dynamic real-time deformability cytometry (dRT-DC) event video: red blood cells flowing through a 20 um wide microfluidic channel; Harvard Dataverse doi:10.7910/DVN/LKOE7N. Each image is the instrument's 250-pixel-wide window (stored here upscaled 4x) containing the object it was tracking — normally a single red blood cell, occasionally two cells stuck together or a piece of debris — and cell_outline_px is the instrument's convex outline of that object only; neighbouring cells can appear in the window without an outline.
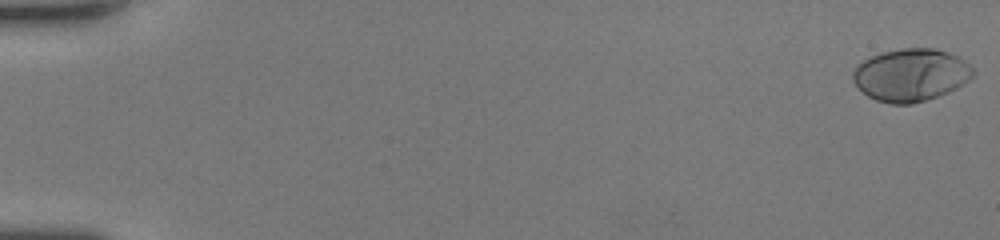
{"species": "human", "species_latin": "Homo sapiens", "temperature_condition": "room temperature", "stored_images_in_passage": 50, "camera_frame_rate_fps": 3000, "um_per_image_px": 0.085, "donor": {"sex": "female"}, "frame": {"image": 1, "passage_image": 1, "time_ms": 0.0, "image_size_px": [1000, 240], "cell_outline_px": [[976, 72], [968, 80], [956, 88], [948, 92], [912, 104], [888, 104], [876, 100], [868, 96], [852, 80], [852, 72], [864, 60], [872, 56], [884, 52], [900, 48], [932, 48], [948, 52], [956, 56], [968, 64]], "centroid_in_image_um": [77.41, 6.37], "position_along_channel_um": 7.6, "area_um2": 36.41}}
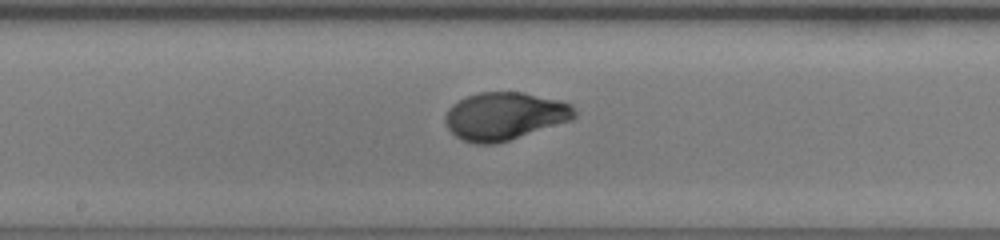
{"frame": {"image": 2, "passage_image": 28, "time_ms": 9.0, "image_size_px": [1000, 240], "cell_outline_px": [[576, 116], [572, 120], [496, 144], [476, 144], [460, 140], [448, 128], [444, 120], [444, 116], [448, 108], [452, 104], [468, 96], [480, 92], [524, 92], [560, 100], [572, 104], [576, 112]], "centroid_in_image_um": [42.89, 9.87], "position_along_channel_um": 205.3, "area_um2": 36.13}}
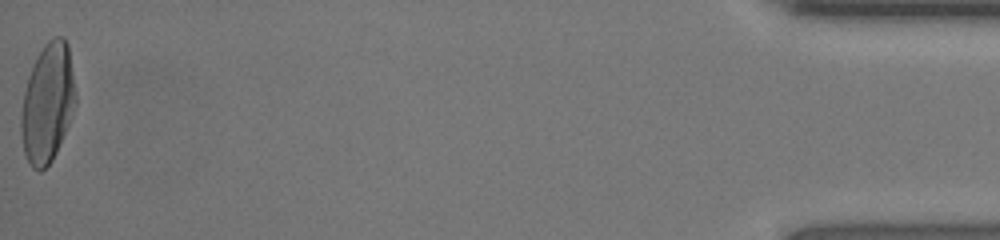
{"frame": {"image": 3, "passage_image": 50, "time_ms": 16.333, "image_size_px": [1000, 240], "cell_outline_px": [[76, 104], [72, 116], [56, 152], [52, 160], [40, 172], [32, 168], [24, 152], [20, 132], [20, 116], [24, 92], [28, 76], [32, 64], [36, 56], [44, 44], [48, 40], [56, 36], [64, 36], [68, 44], [76, 92]], "centroid_in_image_um": [4.04, 8.73], "position_along_channel_um": 431.2, "area_um2": 38.09}, "authors_computed_cell_mechanics": {"area_um2": 35.3447, "velocity_mm_per_s": 4.3339, "shape_relaxation_time_tau1_ms": 3.5936, "shape_relaxation_time_tau2_ms": null, "deformation_change_tau1": 0.2158, "deformation_change_tau2": null}}